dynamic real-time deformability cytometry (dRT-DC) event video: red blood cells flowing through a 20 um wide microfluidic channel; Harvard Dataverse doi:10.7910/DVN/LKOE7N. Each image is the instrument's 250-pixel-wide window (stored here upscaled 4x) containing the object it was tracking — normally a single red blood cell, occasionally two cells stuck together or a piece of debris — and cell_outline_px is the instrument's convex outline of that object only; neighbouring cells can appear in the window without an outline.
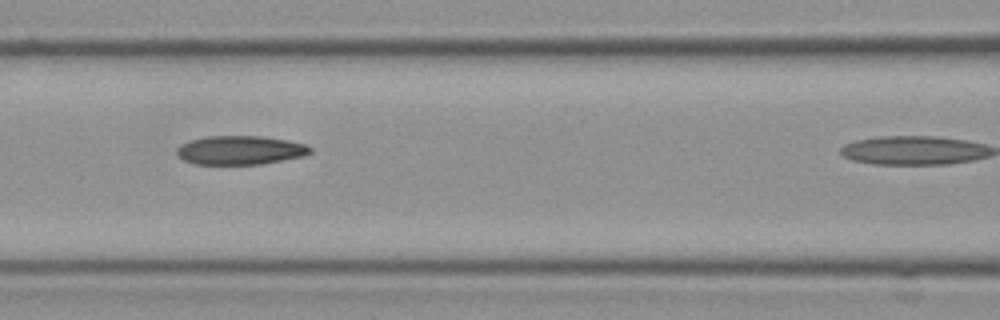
{"species": "Egyptian fruit bat (a non-hibernating species)", "species_latin": "Rousettus aegyptiacus", "temperature_condition": "cold", "stored_images_in_passage": 7, "camera_frame_rate_fps": 3000, "um_per_image_px": 0.085, "frame": {"image": 1, "passage_image": 6, "time_ms": 1.667, "image_size_px": [1000, 320], "cell_outline_px": [[312, 152], [304, 156], [260, 164], [196, 164], [184, 160], [176, 152], [176, 148], [180, 144], [192, 140], [208, 136], [264, 136], [288, 140], [304, 144], [312, 148]], "centroid_in_image_um": [20.43, 12.76], "position_along_channel_um": 146.2, "area_um2": 22.37}}